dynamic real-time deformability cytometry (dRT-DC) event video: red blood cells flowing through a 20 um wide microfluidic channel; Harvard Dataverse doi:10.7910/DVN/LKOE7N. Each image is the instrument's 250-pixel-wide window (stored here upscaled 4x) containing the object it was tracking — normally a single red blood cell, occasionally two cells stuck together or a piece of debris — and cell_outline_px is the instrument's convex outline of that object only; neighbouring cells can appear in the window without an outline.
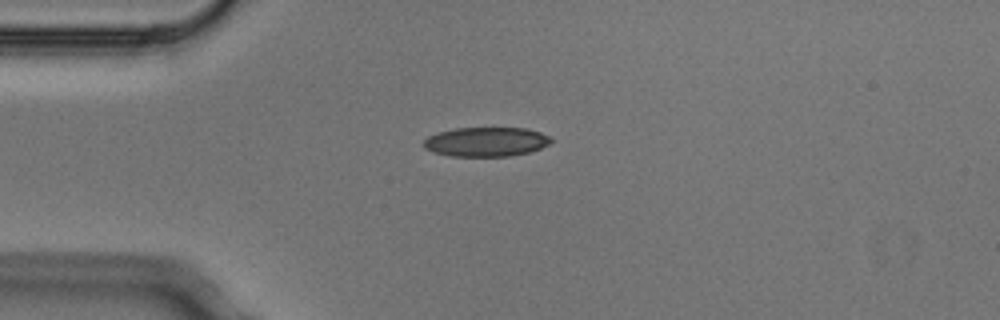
{"species": "Egyptian fruit bat (a non-hibernating species)", "species_latin": "Rousettus aegyptiacus", "temperature_condition": "cold", "stored_images_in_passage": 2, "camera_frame_rate_fps": 3000, "um_per_image_px": 0.085, "animal": {"sex": "male"}, "frame": {"image": 1, "passage_image": 1, "time_ms": 0.0, "image_size_px": [1000, 320], "cell_outline_px": [[556, 140], [540, 148], [528, 152], [508, 156], [452, 156], [432, 152], [424, 148], [424, 140], [428, 136], [436, 132], [456, 128], [524, 128], [540, 132]], "centroid_in_image_um": [41.3, 12.05], "position_along_channel_um": 43.7, "area_um2": 21.79}}
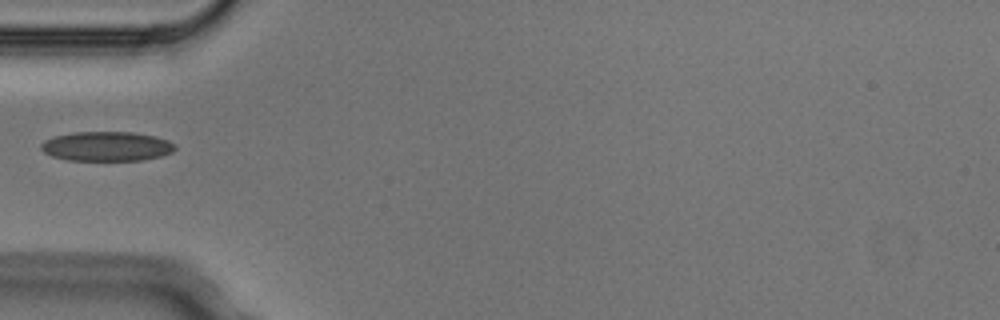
{"frame": {"image": 2, "passage_image": 2, "time_ms": 0.333, "image_size_px": [1000, 320], "cell_outline_px": [[176, 148], [172, 152], [160, 156], [140, 160], [68, 160], [52, 156], [44, 152], [40, 148], [40, 144], [44, 140], [52, 136], [72, 132], [136, 132], [156, 136], [168, 140], [176, 144]], "centroid_in_image_um": [9.06, 12.42], "position_along_channel_um": 75.9, "area_um2": 23.24}}